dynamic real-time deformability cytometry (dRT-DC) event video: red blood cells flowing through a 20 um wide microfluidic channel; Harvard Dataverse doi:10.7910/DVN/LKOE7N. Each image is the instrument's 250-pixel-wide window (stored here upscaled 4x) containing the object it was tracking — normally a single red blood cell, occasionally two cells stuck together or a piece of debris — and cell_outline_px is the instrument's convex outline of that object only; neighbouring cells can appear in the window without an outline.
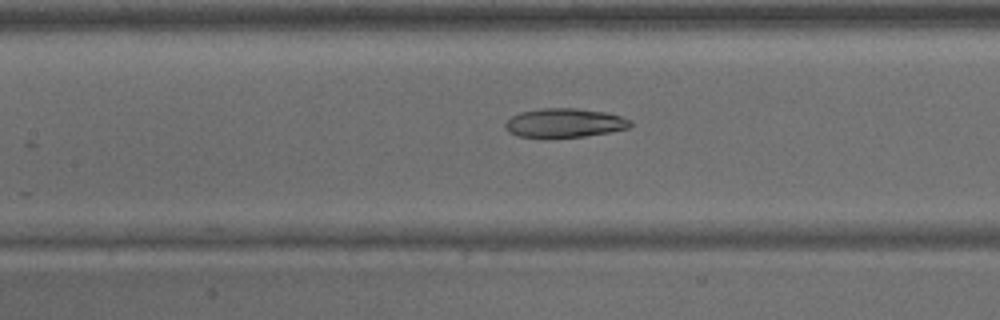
{"species": "common noctule bat (a hibernating species)", "species_latin": "Nyctalus noctula", "temperature_condition": "warm", "stored_images_in_passage": 23, "camera_frame_rate_fps": 3000, "um_per_image_px": 0.085, "animal": {"sex": "male", "body_mass_g": 15.6}, "frame": {"image": 1, "passage_image": 16, "time_ms": 5.0, "image_size_px": [1000, 320], "cell_outline_px": [[632, 124], [628, 128], [608, 132], [584, 136], [548, 140], [516, 136], [508, 132], [504, 128], [504, 124], [512, 116], [520, 112], [540, 108], [576, 108], [608, 112], [632, 120]], "centroid_in_image_um": [47.93, 10.48], "position_along_channel_um": 159.5, "area_um2": 21.91}}
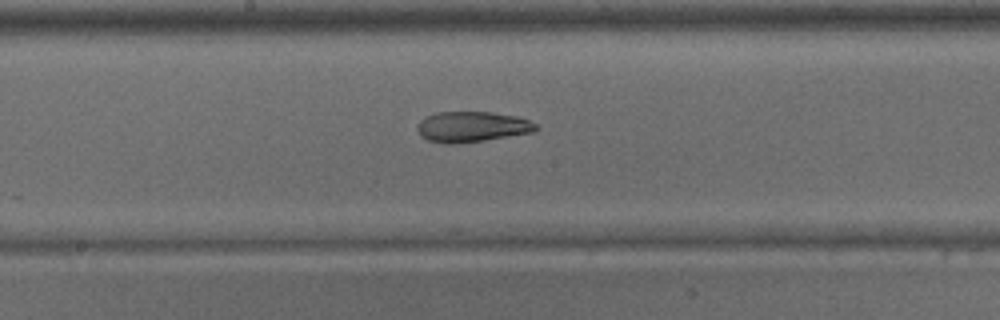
{"frame": {"image": 2, "passage_image": 19, "time_ms": 6.0, "image_size_px": [1000, 320], "cell_outline_px": [[540, 128], [532, 132], [484, 140], [456, 144], [448, 144], [428, 140], [420, 136], [416, 128], [420, 120], [436, 112], [492, 112], [516, 116], [528, 120], [536, 124]], "centroid_in_image_um": [40.1, 10.77], "position_along_channel_um": 208.1, "area_um2": 21.04}}
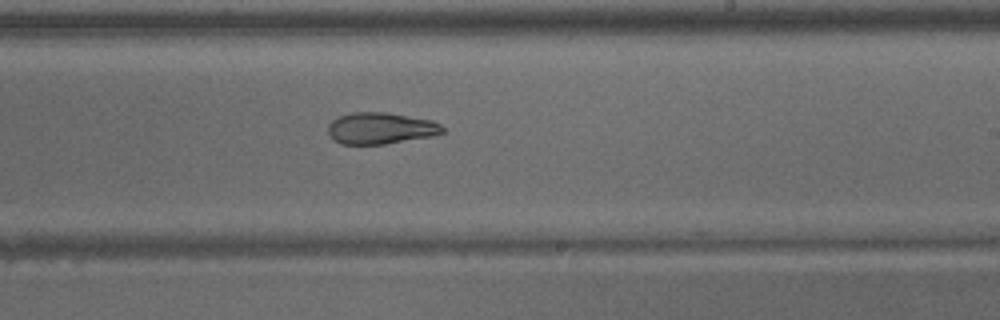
{"frame": {"image": 3, "passage_image": 22, "time_ms": 7.0, "image_size_px": [1000, 320], "cell_outline_px": [[444, 132], [432, 136], [384, 144], [340, 144], [332, 140], [328, 132], [328, 124], [332, 120], [340, 116], [352, 112], [384, 112], [432, 120], [440, 124], [444, 128]], "centroid_in_image_um": [32.32, 10.91], "position_along_channel_um": 256.7, "area_um2": 21.04}}